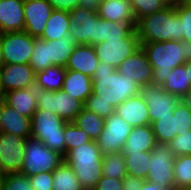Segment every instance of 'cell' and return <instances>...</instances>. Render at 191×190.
Listing matches in <instances>:
<instances>
[{
	"mask_svg": "<svg viewBox=\"0 0 191 190\" xmlns=\"http://www.w3.org/2000/svg\"><path fill=\"white\" fill-rule=\"evenodd\" d=\"M92 78V94L84 108L103 118L115 112L125 100L140 94L141 86L133 78L120 74L112 65L99 62Z\"/></svg>",
	"mask_w": 191,
	"mask_h": 190,
	"instance_id": "obj_1",
	"label": "cell"
},
{
	"mask_svg": "<svg viewBox=\"0 0 191 190\" xmlns=\"http://www.w3.org/2000/svg\"><path fill=\"white\" fill-rule=\"evenodd\" d=\"M153 68L152 85L163 86L172 69L191 61V43L185 40L141 43Z\"/></svg>",
	"mask_w": 191,
	"mask_h": 190,
	"instance_id": "obj_2",
	"label": "cell"
},
{
	"mask_svg": "<svg viewBox=\"0 0 191 190\" xmlns=\"http://www.w3.org/2000/svg\"><path fill=\"white\" fill-rule=\"evenodd\" d=\"M135 29L140 43L181 41V20L175 5H167L160 11L140 18Z\"/></svg>",
	"mask_w": 191,
	"mask_h": 190,
	"instance_id": "obj_3",
	"label": "cell"
},
{
	"mask_svg": "<svg viewBox=\"0 0 191 190\" xmlns=\"http://www.w3.org/2000/svg\"><path fill=\"white\" fill-rule=\"evenodd\" d=\"M102 154L95 140L80 145L63 157L75 172L84 190H93L102 177Z\"/></svg>",
	"mask_w": 191,
	"mask_h": 190,
	"instance_id": "obj_4",
	"label": "cell"
},
{
	"mask_svg": "<svg viewBox=\"0 0 191 190\" xmlns=\"http://www.w3.org/2000/svg\"><path fill=\"white\" fill-rule=\"evenodd\" d=\"M67 123L56 113L37 109L31 118V137L64 157V128Z\"/></svg>",
	"mask_w": 191,
	"mask_h": 190,
	"instance_id": "obj_5",
	"label": "cell"
},
{
	"mask_svg": "<svg viewBox=\"0 0 191 190\" xmlns=\"http://www.w3.org/2000/svg\"><path fill=\"white\" fill-rule=\"evenodd\" d=\"M64 158L33 137L26 139L21 174L27 177L41 172H53Z\"/></svg>",
	"mask_w": 191,
	"mask_h": 190,
	"instance_id": "obj_6",
	"label": "cell"
},
{
	"mask_svg": "<svg viewBox=\"0 0 191 190\" xmlns=\"http://www.w3.org/2000/svg\"><path fill=\"white\" fill-rule=\"evenodd\" d=\"M84 108V103L61 90L48 91L38 89L37 109L58 114L66 122H74Z\"/></svg>",
	"mask_w": 191,
	"mask_h": 190,
	"instance_id": "obj_7",
	"label": "cell"
},
{
	"mask_svg": "<svg viewBox=\"0 0 191 190\" xmlns=\"http://www.w3.org/2000/svg\"><path fill=\"white\" fill-rule=\"evenodd\" d=\"M69 24V34L78 45L99 43L97 11L78 6L69 13Z\"/></svg>",
	"mask_w": 191,
	"mask_h": 190,
	"instance_id": "obj_8",
	"label": "cell"
},
{
	"mask_svg": "<svg viewBox=\"0 0 191 190\" xmlns=\"http://www.w3.org/2000/svg\"><path fill=\"white\" fill-rule=\"evenodd\" d=\"M151 159L146 181L158 183L162 188L174 189V160L173 150L164 144H157L150 151Z\"/></svg>",
	"mask_w": 191,
	"mask_h": 190,
	"instance_id": "obj_9",
	"label": "cell"
},
{
	"mask_svg": "<svg viewBox=\"0 0 191 190\" xmlns=\"http://www.w3.org/2000/svg\"><path fill=\"white\" fill-rule=\"evenodd\" d=\"M35 39L25 31L0 34V44L5 64H29Z\"/></svg>",
	"mask_w": 191,
	"mask_h": 190,
	"instance_id": "obj_10",
	"label": "cell"
},
{
	"mask_svg": "<svg viewBox=\"0 0 191 190\" xmlns=\"http://www.w3.org/2000/svg\"><path fill=\"white\" fill-rule=\"evenodd\" d=\"M141 47L136 29L125 39H109L94 46L99 62L112 65L115 69Z\"/></svg>",
	"mask_w": 191,
	"mask_h": 190,
	"instance_id": "obj_11",
	"label": "cell"
},
{
	"mask_svg": "<svg viewBox=\"0 0 191 190\" xmlns=\"http://www.w3.org/2000/svg\"><path fill=\"white\" fill-rule=\"evenodd\" d=\"M132 128L133 126L115 112L106 117L104 129L97 140H95L101 154L122 152Z\"/></svg>",
	"mask_w": 191,
	"mask_h": 190,
	"instance_id": "obj_12",
	"label": "cell"
},
{
	"mask_svg": "<svg viewBox=\"0 0 191 190\" xmlns=\"http://www.w3.org/2000/svg\"><path fill=\"white\" fill-rule=\"evenodd\" d=\"M140 95L148 106L151 123L158 120V117L173 115L181 101L178 96L165 91L163 86H141Z\"/></svg>",
	"mask_w": 191,
	"mask_h": 190,
	"instance_id": "obj_13",
	"label": "cell"
},
{
	"mask_svg": "<svg viewBox=\"0 0 191 190\" xmlns=\"http://www.w3.org/2000/svg\"><path fill=\"white\" fill-rule=\"evenodd\" d=\"M26 139L18 135L0 133V165L6 174L20 173Z\"/></svg>",
	"mask_w": 191,
	"mask_h": 190,
	"instance_id": "obj_14",
	"label": "cell"
},
{
	"mask_svg": "<svg viewBox=\"0 0 191 190\" xmlns=\"http://www.w3.org/2000/svg\"><path fill=\"white\" fill-rule=\"evenodd\" d=\"M24 31L32 37L40 38L53 11L47 0H24Z\"/></svg>",
	"mask_w": 191,
	"mask_h": 190,
	"instance_id": "obj_15",
	"label": "cell"
},
{
	"mask_svg": "<svg viewBox=\"0 0 191 190\" xmlns=\"http://www.w3.org/2000/svg\"><path fill=\"white\" fill-rule=\"evenodd\" d=\"M36 73L29 64H5L0 70L3 93L35 86Z\"/></svg>",
	"mask_w": 191,
	"mask_h": 190,
	"instance_id": "obj_16",
	"label": "cell"
},
{
	"mask_svg": "<svg viewBox=\"0 0 191 190\" xmlns=\"http://www.w3.org/2000/svg\"><path fill=\"white\" fill-rule=\"evenodd\" d=\"M116 70L129 79L133 78L140 86L152 85L153 68L142 47L126 58Z\"/></svg>",
	"mask_w": 191,
	"mask_h": 190,
	"instance_id": "obj_17",
	"label": "cell"
},
{
	"mask_svg": "<svg viewBox=\"0 0 191 190\" xmlns=\"http://www.w3.org/2000/svg\"><path fill=\"white\" fill-rule=\"evenodd\" d=\"M24 0H0V34L24 31Z\"/></svg>",
	"mask_w": 191,
	"mask_h": 190,
	"instance_id": "obj_18",
	"label": "cell"
},
{
	"mask_svg": "<svg viewBox=\"0 0 191 190\" xmlns=\"http://www.w3.org/2000/svg\"><path fill=\"white\" fill-rule=\"evenodd\" d=\"M115 113L133 127L151 124L148 106L140 94L125 100L117 106Z\"/></svg>",
	"mask_w": 191,
	"mask_h": 190,
	"instance_id": "obj_19",
	"label": "cell"
},
{
	"mask_svg": "<svg viewBox=\"0 0 191 190\" xmlns=\"http://www.w3.org/2000/svg\"><path fill=\"white\" fill-rule=\"evenodd\" d=\"M37 98L38 89L35 86L10 90L4 93L3 97L5 103L14 108L18 113L29 118H32L37 110Z\"/></svg>",
	"mask_w": 191,
	"mask_h": 190,
	"instance_id": "obj_20",
	"label": "cell"
},
{
	"mask_svg": "<svg viewBox=\"0 0 191 190\" xmlns=\"http://www.w3.org/2000/svg\"><path fill=\"white\" fill-rule=\"evenodd\" d=\"M99 59L94 46L77 45L66 65L67 70L81 72L82 74L93 76L98 68Z\"/></svg>",
	"mask_w": 191,
	"mask_h": 190,
	"instance_id": "obj_21",
	"label": "cell"
},
{
	"mask_svg": "<svg viewBox=\"0 0 191 190\" xmlns=\"http://www.w3.org/2000/svg\"><path fill=\"white\" fill-rule=\"evenodd\" d=\"M1 132L18 135L23 138L31 137V118L24 116L4 102L2 98Z\"/></svg>",
	"mask_w": 191,
	"mask_h": 190,
	"instance_id": "obj_22",
	"label": "cell"
},
{
	"mask_svg": "<svg viewBox=\"0 0 191 190\" xmlns=\"http://www.w3.org/2000/svg\"><path fill=\"white\" fill-rule=\"evenodd\" d=\"M97 12L101 19L132 23L136 27V19L129 0H102Z\"/></svg>",
	"mask_w": 191,
	"mask_h": 190,
	"instance_id": "obj_23",
	"label": "cell"
},
{
	"mask_svg": "<svg viewBox=\"0 0 191 190\" xmlns=\"http://www.w3.org/2000/svg\"><path fill=\"white\" fill-rule=\"evenodd\" d=\"M157 145L151 125L133 127L128 135L122 153L151 151Z\"/></svg>",
	"mask_w": 191,
	"mask_h": 190,
	"instance_id": "obj_24",
	"label": "cell"
},
{
	"mask_svg": "<svg viewBox=\"0 0 191 190\" xmlns=\"http://www.w3.org/2000/svg\"><path fill=\"white\" fill-rule=\"evenodd\" d=\"M92 82L90 76L66 69L62 90L84 103L92 94Z\"/></svg>",
	"mask_w": 191,
	"mask_h": 190,
	"instance_id": "obj_25",
	"label": "cell"
},
{
	"mask_svg": "<svg viewBox=\"0 0 191 190\" xmlns=\"http://www.w3.org/2000/svg\"><path fill=\"white\" fill-rule=\"evenodd\" d=\"M69 28V13L60 10H53L40 39L47 41L63 39L69 34Z\"/></svg>",
	"mask_w": 191,
	"mask_h": 190,
	"instance_id": "obj_26",
	"label": "cell"
},
{
	"mask_svg": "<svg viewBox=\"0 0 191 190\" xmlns=\"http://www.w3.org/2000/svg\"><path fill=\"white\" fill-rule=\"evenodd\" d=\"M75 39L70 35H66L63 39L48 41L49 60L53 66H62L66 68L73 49L77 46Z\"/></svg>",
	"mask_w": 191,
	"mask_h": 190,
	"instance_id": "obj_27",
	"label": "cell"
},
{
	"mask_svg": "<svg viewBox=\"0 0 191 190\" xmlns=\"http://www.w3.org/2000/svg\"><path fill=\"white\" fill-rule=\"evenodd\" d=\"M163 87L165 91L178 96L180 99L188 92L191 88V81L186 63L172 69Z\"/></svg>",
	"mask_w": 191,
	"mask_h": 190,
	"instance_id": "obj_28",
	"label": "cell"
},
{
	"mask_svg": "<svg viewBox=\"0 0 191 190\" xmlns=\"http://www.w3.org/2000/svg\"><path fill=\"white\" fill-rule=\"evenodd\" d=\"M66 68L62 66H51L36 73L35 87L48 91H58L62 89Z\"/></svg>",
	"mask_w": 191,
	"mask_h": 190,
	"instance_id": "obj_29",
	"label": "cell"
},
{
	"mask_svg": "<svg viewBox=\"0 0 191 190\" xmlns=\"http://www.w3.org/2000/svg\"><path fill=\"white\" fill-rule=\"evenodd\" d=\"M135 30L132 23L112 22L101 19L98 16V38L99 43L109 39L123 40Z\"/></svg>",
	"mask_w": 191,
	"mask_h": 190,
	"instance_id": "obj_30",
	"label": "cell"
},
{
	"mask_svg": "<svg viewBox=\"0 0 191 190\" xmlns=\"http://www.w3.org/2000/svg\"><path fill=\"white\" fill-rule=\"evenodd\" d=\"M53 190H84L73 169L64 161L53 171Z\"/></svg>",
	"mask_w": 191,
	"mask_h": 190,
	"instance_id": "obj_31",
	"label": "cell"
},
{
	"mask_svg": "<svg viewBox=\"0 0 191 190\" xmlns=\"http://www.w3.org/2000/svg\"><path fill=\"white\" fill-rule=\"evenodd\" d=\"M122 154L124 156L127 175L146 180L150 168V151Z\"/></svg>",
	"mask_w": 191,
	"mask_h": 190,
	"instance_id": "obj_32",
	"label": "cell"
},
{
	"mask_svg": "<svg viewBox=\"0 0 191 190\" xmlns=\"http://www.w3.org/2000/svg\"><path fill=\"white\" fill-rule=\"evenodd\" d=\"M74 123L84 130L92 140H97L104 129L105 118L83 108L77 115Z\"/></svg>",
	"mask_w": 191,
	"mask_h": 190,
	"instance_id": "obj_33",
	"label": "cell"
},
{
	"mask_svg": "<svg viewBox=\"0 0 191 190\" xmlns=\"http://www.w3.org/2000/svg\"><path fill=\"white\" fill-rule=\"evenodd\" d=\"M174 190L191 188V155L175 157L174 160Z\"/></svg>",
	"mask_w": 191,
	"mask_h": 190,
	"instance_id": "obj_34",
	"label": "cell"
},
{
	"mask_svg": "<svg viewBox=\"0 0 191 190\" xmlns=\"http://www.w3.org/2000/svg\"><path fill=\"white\" fill-rule=\"evenodd\" d=\"M102 173L109 178L123 180L127 175L122 152H112L102 156Z\"/></svg>",
	"mask_w": 191,
	"mask_h": 190,
	"instance_id": "obj_35",
	"label": "cell"
},
{
	"mask_svg": "<svg viewBox=\"0 0 191 190\" xmlns=\"http://www.w3.org/2000/svg\"><path fill=\"white\" fill-rule=\"evenodd\" d=\"M155 135L157 144L167 145L177 132L175 131V117L165 116L158 117V120L150 124Z\"/></svg>",
	"mask_w": 191,
	"mask_h": 190,
	"instance_id": "obj_36",
	"label": "cell"
},
{
	"mask_svg": "<svg viewBox=\"0 0 191 190\" xmlns=\"http://www.w3.org/2000/svg\"><path fill=\"white\" fill-rule=\"evenodd\" d=\"M29 65L33 68L35 73L53 66L51 60H49L47 40L40 38L35 39L33 54L30 58Z\"/></svg>",
	"mask_w": 191,
	"mask_h": 190,
	"instance_id": "obj_37",
	"label": "cell"
},
{
	"mask_svg": "<svg viewBox=\"0 0 191 190\" xmlns=\"http://www.w3.org/2000/svg\"><path fill=\"white\" fill-rule=\"evenodd\" d=\"M65 155L68 151L93 141L92 138L74 122H69L64 128Z\"/></svg>",
	"mask_w": 191,
	"mask_h": 190,
	"instance_id": "obj_38",
	"label": "cell"
},
{
	"mask_svg": "<svg viewBox=\"0 0 191 190\" xmlns=\"http://www.w3.org/2000/svg\"><path fill=\"white\" fill-rule=\"evenodd\" d=\"M136 22L144 17L162 10L167 4L163 0H129Z\"/></svg>",
	"mask_w": 191,
	"mask_h": 190,
	"instance_id": "obj_39",
	"label": "cell"
},
{
	"mask_svg": "<svg viewBox=\"0 0 191 190\" xmlns=\"http://www.w3.org/2000/svg\"><path fill=\"white\" fill-rule=\"evenodd\" d=\"M0 190H34V187L26 175L8 173L0 184Z\"/></svg>",
	"mask_w": 191,
	"mask_h": 190,
	"instance_id": "obj_40",
	"label": "cell"
},
{
	"mask_svg": "<svg viewBox=\"0 0 191 190\" xmlns=\"http://www.w3.org/2000/svg\"><path fill=\"white\" fill-rule=\"evenodd\" d=\"M177 15L181 20V41L191 43V5L185 0L175 5Z\"/></svg>",
	"mask_w": 191,
	"mask_h": 190,
	"instance_id": "obj_41",
	"label": "cell"
},
{
	"mask_svg": "<svg viewBox=\"0 0 191 190\" xmlns=\"http://www.w3.org/2000/svg\"><path fill=\"white\" fill-rule=\"evenodd\" d=\"M173 116L175 117V131L177 135L191 130V110L182 101L175 107Z\"/></svg>",
	"mask_w": 191,
	"mask_h": 190,
	"instance_id": "obj_42",
	"label": "cell"
},
{
	"mask_svg": "<svg viewBox=\"0 0 191 190\" xmlns=\"http://www.w3.org/2000/svg\"><path fill=\"white\" fill-rule=\"evenodd\" d=\"M167 145L173 150L175 157L191 155V130L176 135Z\"/></svg>",
	"mask_w": 191,
	"mask_h": 190,
	"instance_id": "obj_43",
	"label": "cell"
},
{
	"mask_svg": "<svg viewBox=\"0 0 191 190\" xmlns=\"http://www.w3.org/2000/svg\"><path fill=\"white\" fill-rule=\"evenodd\" d=\"M53 172H41L29 176L31 185L34 190H53L52 186Z\"/></svg>",
	"mask_w": 191,
	"mask_h": 190,
	"instance_id": "obj_44",
	"label": "cell"
},
{
	"mask_svg": "<svg viewBox=\"0 0 191 190\" xmlns=\"http://www.w3.org/2000/svg\"><path fill=\"white\" fill-rule=\"evenodd\" d=\"M123 180L102 175L93 190H123Z\"/></svg>",
	"mask_w": 191,
	"mask_h": 190,
	"instance_id": "obj_45",
	"label": "cell"
},
{
	"mask_svg": "<svg viewBox=\"0 0 191 190\" xmlns=\"http://www.w3.org/2000/svg\"><path fill=\"white\" fill-rule=\"evenodd\" d=\"M53 10H60L70 13L79 6V0H47Z\"/></svg>",
	"mask_w": 191,
	"mask_h": 190,
	"instance_id": "obj_46",
	"label": "cell"
},
{
	"mask_svg": "<svg viewBox=\"0 0 191 190\" xmlns=\"http://www.w3.org/2000/svg\"><path fill=\"white\" fill-rule=\"evenodd\" d=\"M145 180L131 175H126L123 179V190H140Z\"/></svg>",
	"mask_w": 191,
	"mask_h": 190,
	"instance_id": "obj_47",
	"label": "cell"
},
{
	"mask_svg": "<svg viewBox=\"0 0 191 190\" xmlns=\"http://www.w3.org/2000/svg\"><path fill=\"white\" fill-rule=\"evenodd\" d=\"M102 0H79V6L98 11V6Z\"/></svg>",
	"mask_w": 191,
	"mask_h": 190,
	"instance_id": "obj_48",
	"label": "cell"
},
{
	"mask_svg": "<svg viewBox=\"0 0 191 190\" xmlns=\"http://www.w3.org/2000/svg\"><path fill=\"white\" fill-rule=\"evenodd\" d=\"M140 190H174V189L162 188L158 183H152L150 181L145 180Z\"/></svg>",
	"mask_w": 191,
	"mask_h": 190,
	"instance_id": "obj_49",
	"label": "cell"
},
{
	"mask_svg": "<svg viewBox=\"0 0 191 190\" xmlns=\"http://www.w3.org/2000/svg\"><path fill=\"white\" fill-rule=\"evenodd\" d=\"M181 101L186 105L188 109L191 110V88L188 92L181 98Z\"/></svg>",
	"mask_w": 191,
	"mask_h": 190,
	"instance_id": "obj_50",
	"label": "cell"
},
{
	"mask_svg": "<svg viewBox=\"0 0 191 190\" xmlns=\"http://www.w3.org/2000/svg\"><path fill=\"white\" fill-rule=\"evenodd\" d=\"M167 5H177L182 0H163Z\"/></svg>",
	"mask_w": 191,
	"mask_h": 190,
	"instance_id": "obj_51",
	"label": "cell"
},
{
	"mask_svg": "<svg viewBox=\"0 0 191 190\" xmlns=\"http://www.w3.org/2000/svg\"><path fill=\"white\" fill-rule=\"evenodd\" d=\"M4 65H5V61L3 58V52H2V48H1V44H0V70Z\"/></svg>",
	"mask_w": 191,
	"mask_h": 190,
	"instance_id": "obj_52",
	"label": "cell"
},
{
	"mask_svg": "<svg viewBox=\"0 0 191 190\" xmlns=\"http://www.w3.org/2000/svg\"><path fill=\"white\" fill-rule=\"evenodd\" d=\"M6 173L4 172V170L2 169V166L0 165V184L2 183L4 177H5Z\"/></svg>",
	"mask_w": 191,
	"mask_h": 190,
	"instance_id": "obj_53",
	"label": "cell"
},
{
	"mask_svg": "<svg viewBox=\"0 0 191 190\" xmlns=\"http://www.w3.org/2000/svg\"><path fill=\"white\" fill-rule=\"evenodd\" d=\"M186 65H187V68H189V78H190V81H191V61H187Z\"/></svg>",
	"mask_w": 191,
	"mask_h": 190,
	"instance_id": "obj_54",
	"label": "cell"
},
{
	"mask_svg": "<svg viewBox=\"0 0 191 190\" xmlns=\"http://www.w3.org/2000/svg\"><path fill=\"white\" fill-rule=\"evenodd\" d=\"M1 113H2V99H0V133L2 130V125H1Z\"/></svg>",
	"mask_w": 191,
	"mask_h": 190,
	"instance_id": "obj_55",
	"label": "cell"
},
{
	"mask_svg": "<svg viewBox=\"0 0 191 190\" xmlns=\"http://www.w3.org/2000/svg\"><path fill=\"white\" fill-rule=\"evenodd\" d=\"M3 97H4V93H3L2 89H1V85H0V99H2Z\"/></svg>",
	"mask_w": 191,
	"mask_h": 190,
	"instance_id": "obj_56",
	"label": "cell"
},
{
	"mask_svg": "<svg viewBox=\"0 0 191 190\" xmlns=\"http://www.w3.org/2000/svg\"><path fill=\"white\" fill-rule=\"evenodd\" d=\"M188 4L191 5V0H185Z\"/></svg>",
	"mask_w": 191,
	"mask_h": 190,
	"instance_id": "obj_57",
	"label": "cell"
}]
</instances>
